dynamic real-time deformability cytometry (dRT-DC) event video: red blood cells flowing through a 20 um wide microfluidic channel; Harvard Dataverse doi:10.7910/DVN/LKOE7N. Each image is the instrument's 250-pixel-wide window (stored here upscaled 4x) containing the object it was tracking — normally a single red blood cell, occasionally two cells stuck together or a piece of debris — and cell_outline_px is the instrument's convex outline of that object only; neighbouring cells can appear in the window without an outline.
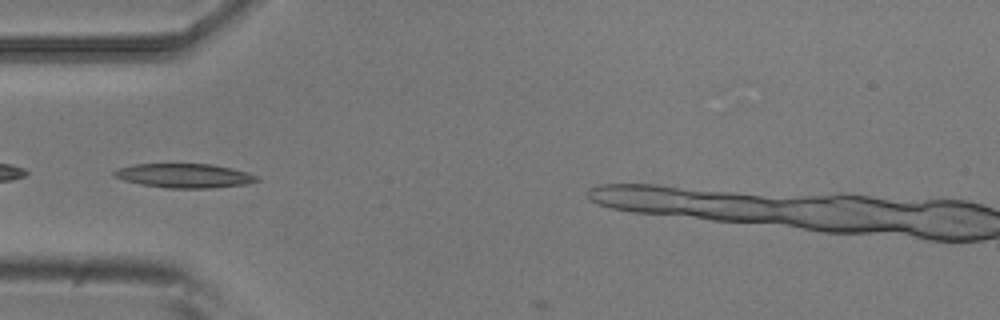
{"species": "common noctule bat (a hibernating species)", "species_latin": "Nyctalus noctula", "temperature_condition": "room temperature", "stored_images_in_passage": 6, "camera_frame_rate_fps": 3000, "um_per_image_px": 0.085, "animal": {"sex": "male", "body_mass_g": 20.5, "forearm_length_mm": 52.5}, "frame": {"image": 1, "passage_image": 5, "time_ms": 1.333, "image_size_px": [1000, 320], "cell_outline_px": [[260, 180], [244, 184], [212, 188], [164, 188], [140, 184], [124, 180], [112, 176], [112, 172], [116, 168], [136, 164], [212, 164], [232, 168], [248, 172], [256, 176]], "centroid_in_image_um": [15.63, 14.93], "position_along_channel_um": 69.4, "area_um2": 20.17}}